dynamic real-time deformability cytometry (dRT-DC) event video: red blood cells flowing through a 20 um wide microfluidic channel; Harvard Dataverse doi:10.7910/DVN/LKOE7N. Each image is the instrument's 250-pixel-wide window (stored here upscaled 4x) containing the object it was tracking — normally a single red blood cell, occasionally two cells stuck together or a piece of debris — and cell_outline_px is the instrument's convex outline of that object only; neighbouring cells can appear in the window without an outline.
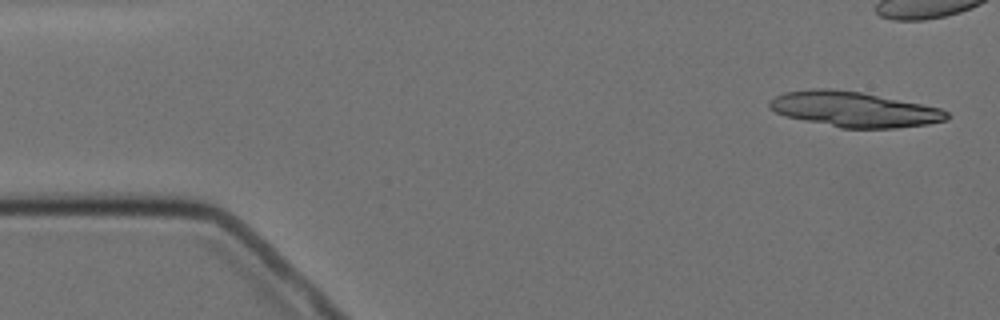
{"species": "Egyptian fruit bat (a non-hibernating species)", "species_latin": "Rousettus aegyptiacus", "temperature_condition": "cold", "stored_images_in_passage": 8, "camera_frame_rate_fps": 3000, "um_per_image_px": 0.085, "animal": {"sex": "female"}, "frame": {"image": 1, "passage_image": 1, "time_ms": 0.0, "image_size_px": [1000, 320], "cell_outline_px": [[948, 120], [928, 124], [896, 128], [840, 128], [784, 116], [768, 108], [768, 100], [784, 92], [812, 88], [832, 88], [860, 92], [940, 108], [948, 112]], "centroid_in_image_um": [72.54, 9.29], "position_along_channel_um": 12.5, "area_um2": 36.47}}
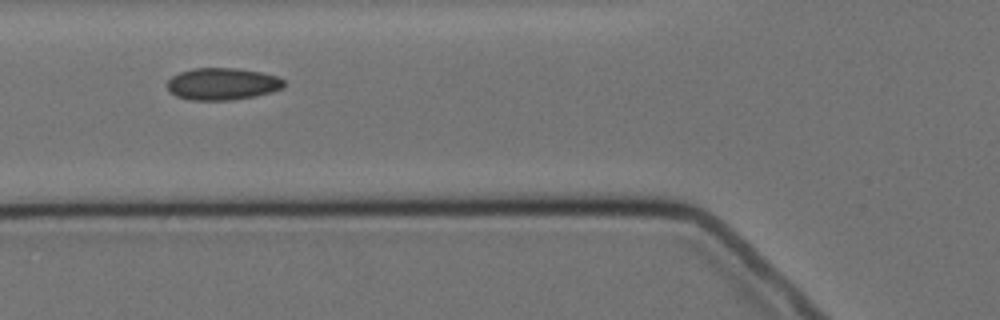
{"frame": {"image": 2, "passage_image": 6, "time_ms": 6.667, "image_size_px": [1000, 320], "cell_outline_px": [[284, 88], [272, 92], [256, 96], [228, 100], [188, 100], [176, 96], [168, 92], [168, 80], [172, 76], [180, 72], [196, 68], [236, 68], [260, 72], [276, 76], [284, 80]], "centroid_in_image_um": [18.9, 7.14], "position_along_channel_um": 106.9, "area_um2": 21.85}}
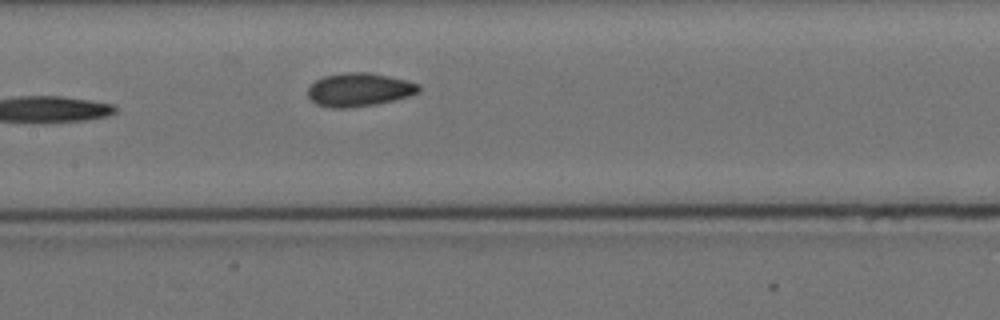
{"frame": {"image": 3, "passage_image": 8, "time_ms": 8.667, "image_size_px": [1000, 320], "cell_outline_px": [[420, 92], [408, 96], [376, 104], [348, 108], [332, 108], [316, 104], [308, 96], [308, 88], [316, 80], [324, 76], [344, 72], [368, 72], [388, 76], [420, 84]], "centroid_in_image_um": [30.52, 7.62], "position_along_channel_um": 176.9, "area_um2": 21.5}}